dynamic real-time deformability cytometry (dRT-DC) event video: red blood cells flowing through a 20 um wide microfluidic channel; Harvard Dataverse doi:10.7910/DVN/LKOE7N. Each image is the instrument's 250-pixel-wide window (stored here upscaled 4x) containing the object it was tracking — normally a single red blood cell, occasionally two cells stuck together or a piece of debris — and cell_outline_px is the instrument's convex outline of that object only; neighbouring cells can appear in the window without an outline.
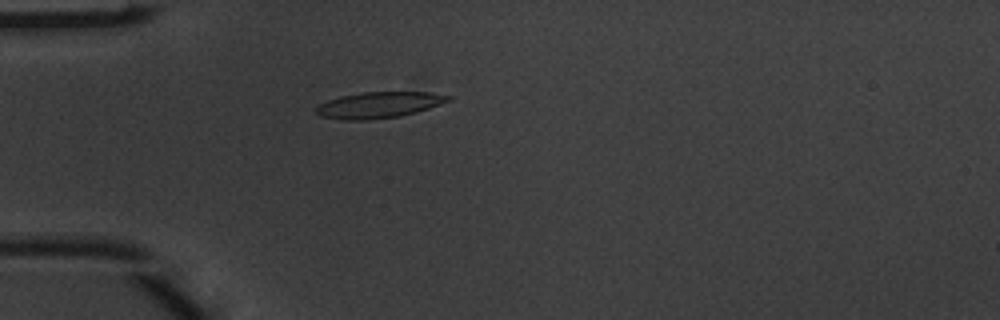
{"species": "common noctule bat (a hibernating species)", "species_latin": "Nyctalus noctula", "temperature_condition": "warm", "stored_images_in_passage": 5, "camera_frame_rate_fps": 3000, "um_per_image_px": 0.085, "animal": {"sex": "male", "body_mass_g": 20.1, "forearm_length_mm": 53.5}, "frame": {"image": 1, "passage_image": 5, "time_ms": 1.333, "image_size_px": [1000, 320], "cell_outline_px": [[452, 100], [416, 112], [400, 116], [364, 120], [344, 120], [320, 116], [316, 112], [316, 108], [320, 104], [328, 100], [340, 96], [364, 92], [428, 92], [452, 96]], "centroid_in_image_um": [32.21, 8.92], "position_along_channel_um": 52.8, "area_um2": 19.94}}